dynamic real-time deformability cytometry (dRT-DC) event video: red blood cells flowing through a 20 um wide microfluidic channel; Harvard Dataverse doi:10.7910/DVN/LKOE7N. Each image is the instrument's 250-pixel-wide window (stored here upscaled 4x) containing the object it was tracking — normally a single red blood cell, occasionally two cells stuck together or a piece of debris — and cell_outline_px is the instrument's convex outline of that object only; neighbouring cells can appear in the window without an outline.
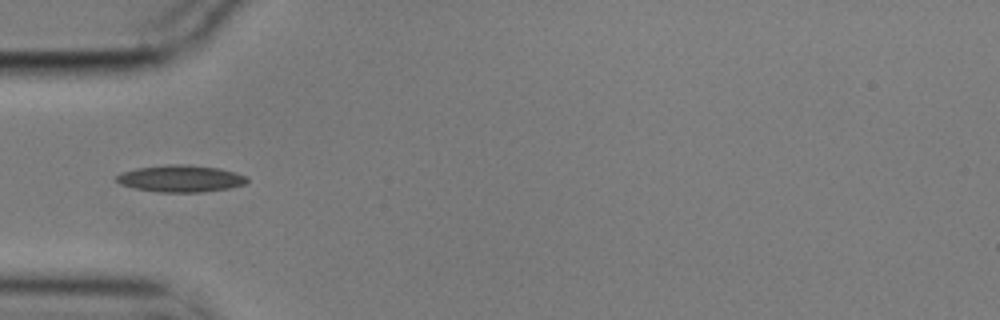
{"species": "common noctule bat (a hibernating species)", "species_latin": "Nyctalus noctula", "temperature_condition": "cold", "stored_images_in_passage": 5, "camera_frame_rate_fps": 3000, "um_per_image_px": 0.085, "animal": {"sex": "male", "body_mass_g": 17.9}, "frame": {"image": 1, "passage_image": 4, "time_ms": 1.0, "image_size_px": [1000, 320], "cell_outline_px": [[248, 180], [244, 184], [228, 188], [200, 192], [160, 192], [136, 188], [120, 184], [116, 180], [116, 176], [120, 172], [136, 168], [168, 164], [184, 164], [220, 168], [236, 172], [248, 176]], "centroid_in_image_um": [15.36, 15.16], "position_along_channel_um": 69.6, "area_um2": 20.46}}
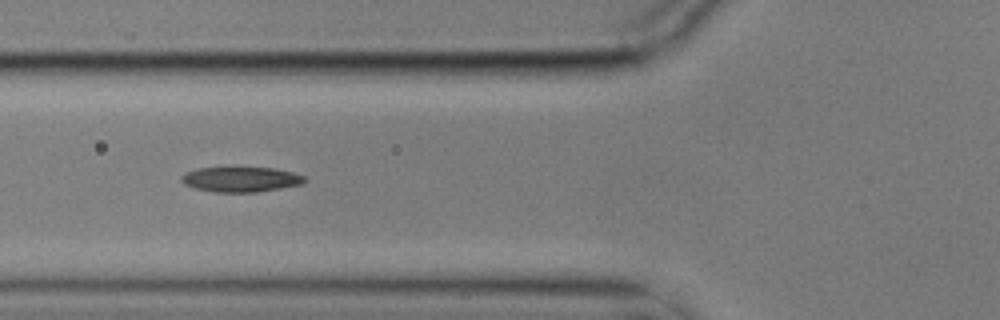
{"frame": {"image": 2, "passage_image": 5, "time_ms": 1.333, "image_size_px": [1000, 320], "cell_outline_px": [[308, 180], [304, 184], [256, 192], [216, 192], [196, 188], [184, 184], [180, 180], [180, 176], [184, 172], [196, 168], [232, 164], [276, 168], [292, 172], [304, 176]], "centroid_in_image_um": [20.44, 15.18], "position_along_channel_um": 105.4, "area_um2": 19.19}}